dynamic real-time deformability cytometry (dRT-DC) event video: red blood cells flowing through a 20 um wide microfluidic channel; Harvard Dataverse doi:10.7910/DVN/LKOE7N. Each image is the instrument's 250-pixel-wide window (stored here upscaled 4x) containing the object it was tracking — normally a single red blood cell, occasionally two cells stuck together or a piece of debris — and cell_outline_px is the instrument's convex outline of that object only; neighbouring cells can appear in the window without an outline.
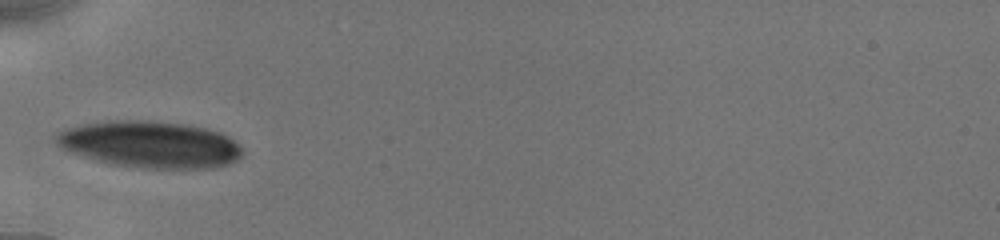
{"species": "human", "species_latin": "Homo sapiens", "temperature_condition": "cold", "stored_images_in_passage": 6, "camera_frame_rate_fps": 3000, "um_per_image_px": 0.085, "donor": {"sex": "male"}, "frame": {"image": 1, "passage_image": 5, "time_ms": 3.333, "image_size_px": [1000, 240], "cell_outline_px": [[244, 152], [236, 160], [228, 164], [212, 168], [140, 168], [112, 164], [96, 160], [72, 152], [64, 148], [56, 140], [56, 132], [68, 128], [84, 124], [108, 120], [148, 120], [184, 124], [208, 128], [220, 132], [228, 136]], "centroid_in_image_um": [12.78, 12.27], "position_along_channel_um": 72.2, "area_um2": 50.4}}